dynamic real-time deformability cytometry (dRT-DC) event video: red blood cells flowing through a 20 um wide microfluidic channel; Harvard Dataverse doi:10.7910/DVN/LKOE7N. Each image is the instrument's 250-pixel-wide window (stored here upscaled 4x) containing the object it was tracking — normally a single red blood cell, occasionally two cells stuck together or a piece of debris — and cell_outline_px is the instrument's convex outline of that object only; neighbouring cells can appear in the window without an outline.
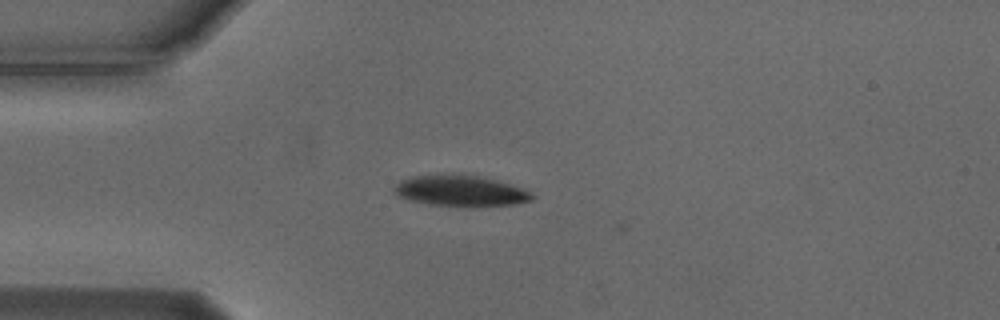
{"species": "Egyptian fruit bat (a non-hibernating species)", "species_latin": "Rousettus aegyptiacus", "temperature_condition": "cold", "stored_images_in_passage": 11, "camera_frame_rate_fps": 3000, "um_per_image_px": 0.085, "animal": {"sex": "male"}, "frame": {"image": 1, "passage_image": 10, "time_ms": 3.0, "image_size_px": [1000, 320], "cell_outline_px": [[536, 196], [532, 200], [516, 204], [468, 208], [428, 204], [408, 200], [396, 196], [392, 188], [400, 180], [412, 176], [476, 176], [496, 180], [532, 192]], "centroid_in_image_um": [39.14, 16.28], "position_along_channel_um": 45.9, "area_um2": 24.8}}